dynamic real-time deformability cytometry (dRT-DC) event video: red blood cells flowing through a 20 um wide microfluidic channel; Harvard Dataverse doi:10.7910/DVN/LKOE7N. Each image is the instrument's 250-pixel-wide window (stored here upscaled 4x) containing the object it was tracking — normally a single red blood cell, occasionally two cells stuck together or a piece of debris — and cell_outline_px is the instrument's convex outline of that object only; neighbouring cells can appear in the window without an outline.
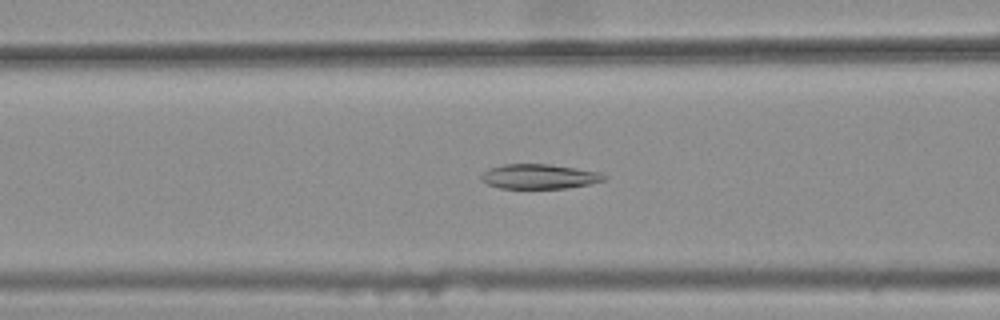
{"species": "common noctule bat (a hibernating species)", "species_latin": "Nyctalus noctula", "temperature_condition": "warm", "stored_images_in_passage": 36, "camera_frame_rate_fps": 3000, "um_per_image_px": 0.085, "animal": {"sex": "female", "body_mass_g": 25.1}, "frame": {"image": 1, "passage_image": 10, "time_ms": 3.0, "image_size_px": [1000, 320], "cell_outline_px": [[604, 180], [588, 184], [564, 188], [500, 188], [488, 184], [480, 180], [480, 176], [488, 168], [504, 164], [548, 164], [600, 172], [604, 176]], "centroid_in_image_um": [45.77, 15.0], "position_along_channel_um": 120.8, "area_um2": 17.46}}
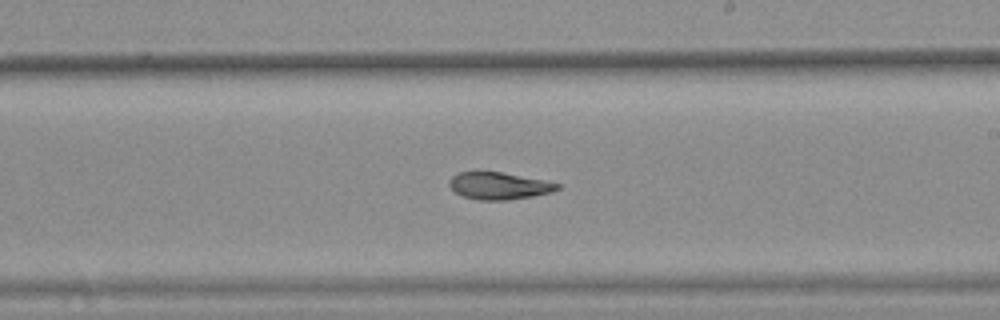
{"frame": {"image": 2, "passage_image": 20, "time_ms": 6.333, "image_size_px": [1000, 320], "cell_outline_px": [[560, 188], [552, 192], [532, 196], [508, 200], [480, 200], [464, 196], [456, 192], [448, 184], [448, 180], [452, 176], [460, 172], [476, 168], [500, 172], [544, 180], [560, 184]], "centroid_in_image_um": [42.36, 15.75], "position_along_channel_um": 246.6, "area_um2": 17.46}}
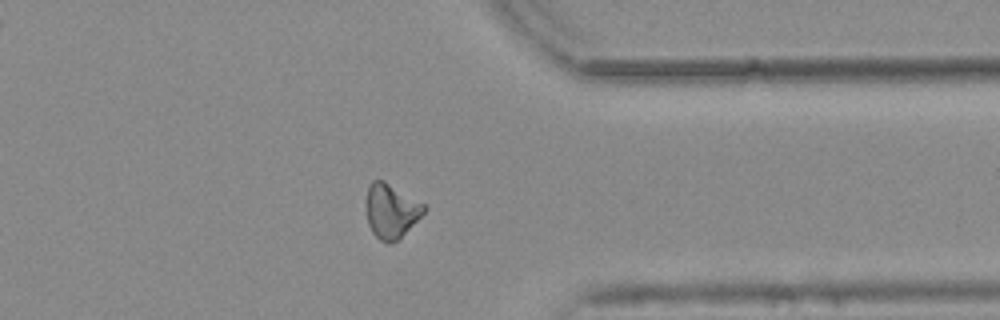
{"frame": {"image": 3, "passage_image": 31, "time_ms": 10.0, "image_size_px": [1000, 320], "cell_outline_px": [[428, 208], [396, 240], [388, 244], [380, 240], [372, 232], [368, 224], [368, 188], [372, 180], [384, 180], [424, 204]], "centroid_in_image_um": [33.25, 17.91], "position_along_channel_um": 378.2, "area_um2": 17.63}, "authors_computed_cell_mechanics": {"area_um2": 17.9469, "velocity_mm_per_s": 3.7805, "shape_relaxation_time_tau1_ms": null, "shape_relaxation_time_tau2_ms": 4.2476, "deformation_change_tau1": null, "deformation_change_tau2": 0.0912}}